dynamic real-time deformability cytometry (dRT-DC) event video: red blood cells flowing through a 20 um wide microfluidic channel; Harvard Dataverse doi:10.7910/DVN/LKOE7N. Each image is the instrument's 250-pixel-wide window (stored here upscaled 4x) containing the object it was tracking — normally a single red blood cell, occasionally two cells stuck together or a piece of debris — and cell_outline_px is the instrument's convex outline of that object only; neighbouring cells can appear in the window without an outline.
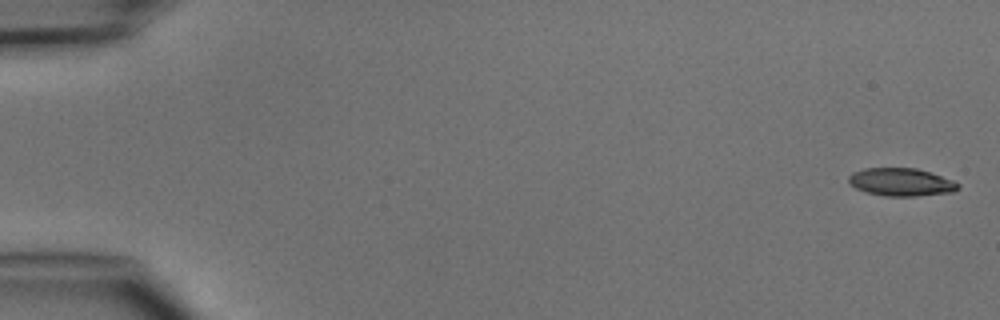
{"species": "common noctule bat (a hibernating species)", "species_latin": "Nyctalus noctula", "temperature_condition": "cold", "stored_images_in_passage": 4, "camera_frame_rate_fps": 3000, "um_per_image_px": 0.085, "animal": {"sex": "male", "body_mass_g": 15.6}, "frame": {"image": 1, "passage_image": 1, "time_ms": 0.0, "image_size_px": [1000, 320], "cell_outline_px": [[960, 188], [952, 192], [916, 196], [884, 196], [864, 192], [848, 184], [848, 176], [852, 172], [864, 168], [916, 168], [952, 180], [960, 184]], "centroid_in_image_um": [76.54, 15.48], "position_along_channel_um": 8.5, "area_um2": 17.86}}